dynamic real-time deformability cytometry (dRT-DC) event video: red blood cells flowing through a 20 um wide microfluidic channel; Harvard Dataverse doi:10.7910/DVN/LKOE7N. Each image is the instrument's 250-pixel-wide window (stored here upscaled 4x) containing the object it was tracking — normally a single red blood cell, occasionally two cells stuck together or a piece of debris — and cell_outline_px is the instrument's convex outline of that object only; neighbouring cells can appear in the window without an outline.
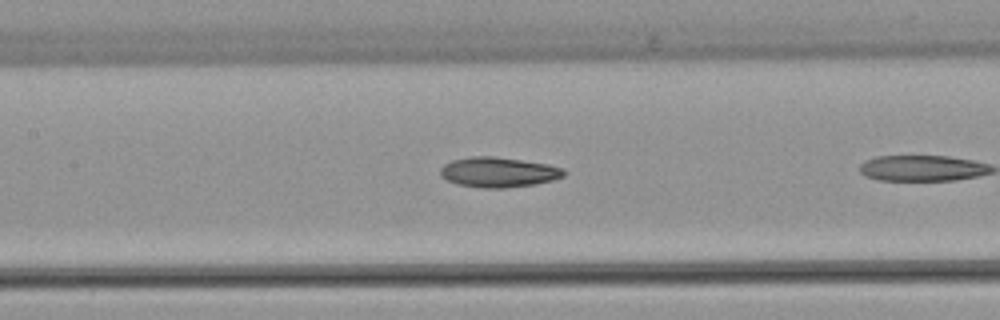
{"species": "common noctule bat (a hibernating species)", "species_latin": "Nyctalus noctula", "temperature_condition": "warm", "stored_images_in_passage": 8, "camera_frame_rate_fps": 3000, "um_per_image_px": 0.085, "animal": {"sex": "female", "body_mass_g": 22.7, "forearm_length_mm": 54.2}, "frame": {"image": 1, "passage_image": 4, "time_ms": 1.0, "image_size_px": [1000, 320], "cell_outline_px": [[568, 172], [564, 176], [552, 180], [536, 184], [504, 188], [480, 188], [456, 184], [440, 176], [440, 168], [444, 164], [452, 160], [468, 156], [492, 156], [548, 164], [564, 168]], "centroid_in_image_um": [42.36, 14.64], "position_along_channel_um": 165.0, "area_um2": 21.85}}